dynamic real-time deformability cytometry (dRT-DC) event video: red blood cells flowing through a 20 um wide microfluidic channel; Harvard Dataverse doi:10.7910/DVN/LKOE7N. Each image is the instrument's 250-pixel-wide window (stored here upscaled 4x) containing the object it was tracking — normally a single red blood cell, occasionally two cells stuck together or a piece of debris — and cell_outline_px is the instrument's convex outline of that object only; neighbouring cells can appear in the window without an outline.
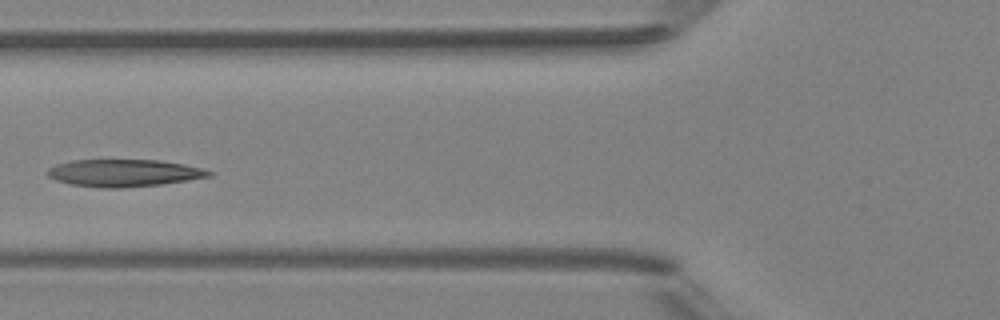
{"species": "Egyptian fruit bat (a non-hibernating species)", "species_latin": "Rousettus aegyptiacus", "temperature_condition": "room temperature", "stored_images_in_passage": 5, "camera_frame_rate_fps": 3000, "um_per_image_px": 0.085, "animal": {"sex": "female"}, "frame": {"image": 1, "passage_image": 5, "time_ms": 4.333, "image_size_px": [1000, 320], "cell_outline_px": [[212, 176], [164, 184], [120, 188], [100, 188], [72, 184], [56, 180], [48, 176], [48, 168], [56, 164], [72, 160], [160, 160], [184, 164], [200, 168], [212, 172]], "centroid_in_image_um": [10.53, 14.7], "position_along_channel_um": 115.3, "area_um2": 25.61}}